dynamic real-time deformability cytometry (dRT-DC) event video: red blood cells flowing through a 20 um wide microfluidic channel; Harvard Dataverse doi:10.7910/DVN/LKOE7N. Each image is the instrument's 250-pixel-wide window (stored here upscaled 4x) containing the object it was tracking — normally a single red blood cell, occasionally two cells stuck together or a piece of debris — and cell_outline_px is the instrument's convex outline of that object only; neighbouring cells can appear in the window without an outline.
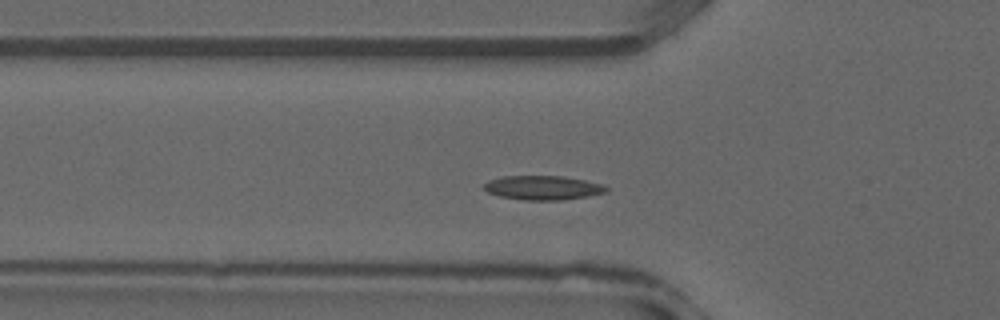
{"species": "common noctule bat (a hibernating species)", "species_latin": "Nyctalus noctula", "temperature_condition": "warm", "stored_images_in_passage": 27, "camera_frame_rate_fps": 3000, "um_per_image_px": 0.085, "animal": {"sex": "male", "forearm_length_mm": 52.5}, "frame": {"image": 1, "passage_image": 7, "time_ms": 2.0, "image_size_px": [1000, 320], "cell_outline_px": [[608, 192], [588, 196], [560, 200], [524, 200], [500, 196], [488, 192], [484, 188], [484, 184], [488, 180], [504, 176], [564, 176], [604, 184], [608, 188]], "centroid_in_image_um": [46.17, 15.95], "position_along_channel_um": 79.6, "area_um2": 17.22}}
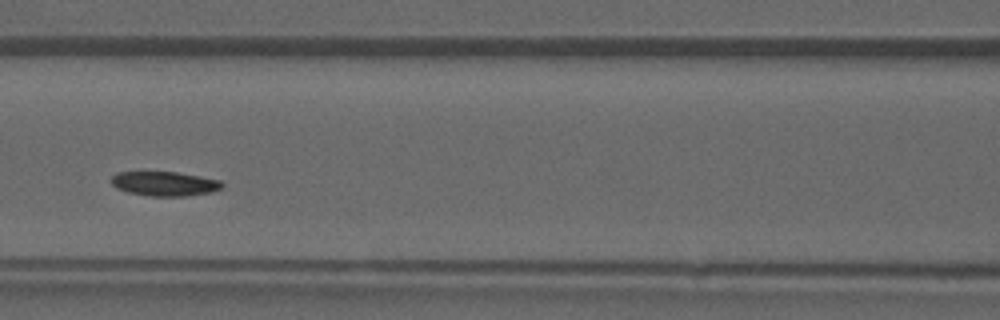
{"frame": {"image": 2, "passage_image": 11, "time_ms": 3.333, "image_size_px": [1000, 320], "cell_outline_px": [[224, 188], [212, 192], [184, 196], [148, 196], [128, 192], [116, 188], [112, 184], [112, 176], [116, 172], [176, 172], [200, 176], [220, 180], [224, 184]], "centroid_in_image_um": [14.02, 15.62], "position_along_channel_um": 152.6, "area_um2": 15.84}}
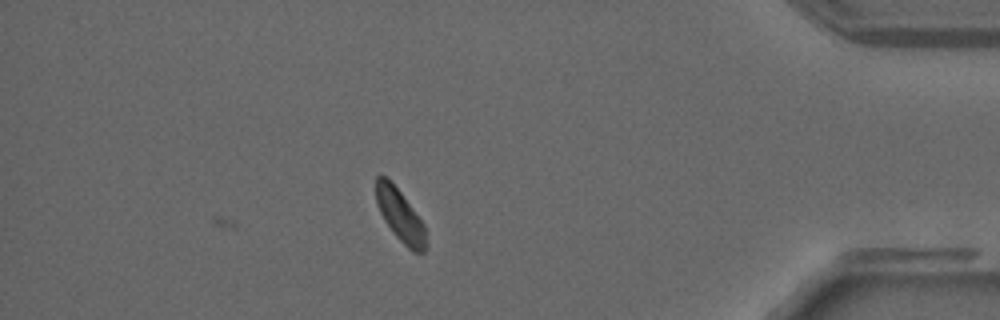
{"frame": {"image": 3, "passage_image": 27, "time_ms": 8.667, "image_size_px": [1000, 320], "cell_outline_px": [[428, 244], [424, 252], [412, 252], [396, 236], [384, 220], [380, 212], [376, 200], [376, 176], [384, 176], [400, 192], [424, 224]], "centroid_in_image_um": [34.04, 18.37], "position_along_channel_um": 401.2, "area_um2": 14.91}}